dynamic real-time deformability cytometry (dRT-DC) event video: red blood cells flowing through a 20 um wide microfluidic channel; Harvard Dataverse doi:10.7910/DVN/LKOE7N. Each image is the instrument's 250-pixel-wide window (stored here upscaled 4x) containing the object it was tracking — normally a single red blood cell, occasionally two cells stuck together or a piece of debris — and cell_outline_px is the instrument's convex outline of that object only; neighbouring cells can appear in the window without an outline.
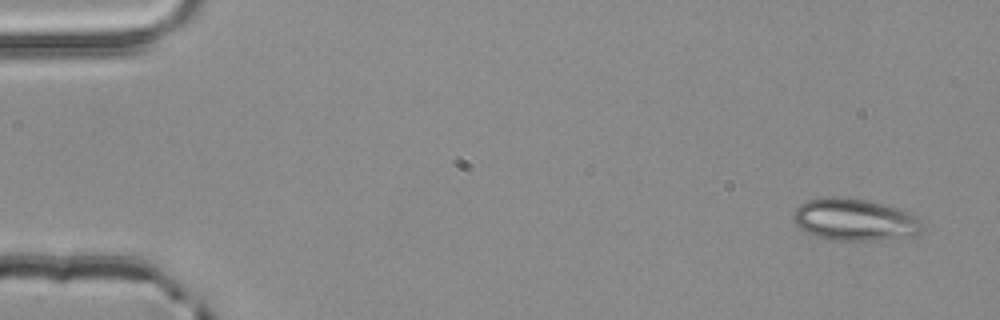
{"species": "common noctule bat (a hibernating species)", "species_latin": "Nyctalus noctula", "temperature_condition": "room temperature", "stored_images_in_passage": 4, "camera_frame_rate_fps": 3000, "um_per_image_px": 0.085, "animal": {"sex": "male", "body_mass_g": 20.4}, "frame": {"image": 1, "passage_image": 1, "time_ms": 0.0, "image_size_px": [1000, 320], "cell_outline_px": [[924, 228], [920, 232], [912, 236], [876, 240], [832, 240], [812, 236], [800, 228], [796, 224], [792, 216], [796, 208], [800, 204], [808, 200], [824, 196], [840, 196], [864, 200], [904, 208], [920, 216]], "centroid_in_image_um": [72.69, 18.66], "position_along_channel_um": 12.3, "area_um2": 32.25}}